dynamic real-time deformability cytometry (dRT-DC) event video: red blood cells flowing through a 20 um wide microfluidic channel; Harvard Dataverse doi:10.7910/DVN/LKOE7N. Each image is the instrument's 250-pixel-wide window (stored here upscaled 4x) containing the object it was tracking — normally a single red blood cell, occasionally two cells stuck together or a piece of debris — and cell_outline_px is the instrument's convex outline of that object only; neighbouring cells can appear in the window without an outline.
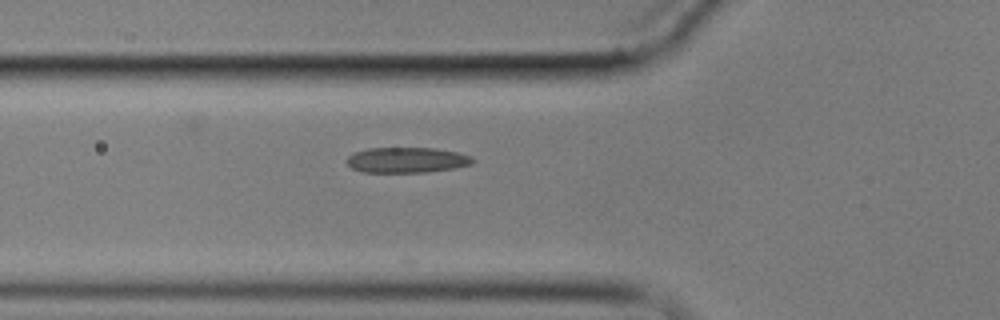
{"species": "common noctule bat (a hibernating species)", "species_latin": "Nyctalus noctula", "temperature_condition": "cold", "stored_images_in_passage": 5, "camera_frame_rate_fps": 3000, "um_per_image_px": 0.085, "animal": {"sex": "male", "body_mass_g": 17.9}, "frame": {"image": 1, "passage_image": 5, "time_ms": 6.0, "image_size_px": [1000, 320], "cell_outline_px": [[476, 160], [472, 164], [452, 168], [428, 172], [364, 172], [352, 168], [344, 160], [352, 152], [368, 148], [432, 148], [456, 152], [472, 156]], "centroid_in_image_um": [34.55, 13.6], "position_along_channel_um": 91.3, "area_um2": 18.73}}